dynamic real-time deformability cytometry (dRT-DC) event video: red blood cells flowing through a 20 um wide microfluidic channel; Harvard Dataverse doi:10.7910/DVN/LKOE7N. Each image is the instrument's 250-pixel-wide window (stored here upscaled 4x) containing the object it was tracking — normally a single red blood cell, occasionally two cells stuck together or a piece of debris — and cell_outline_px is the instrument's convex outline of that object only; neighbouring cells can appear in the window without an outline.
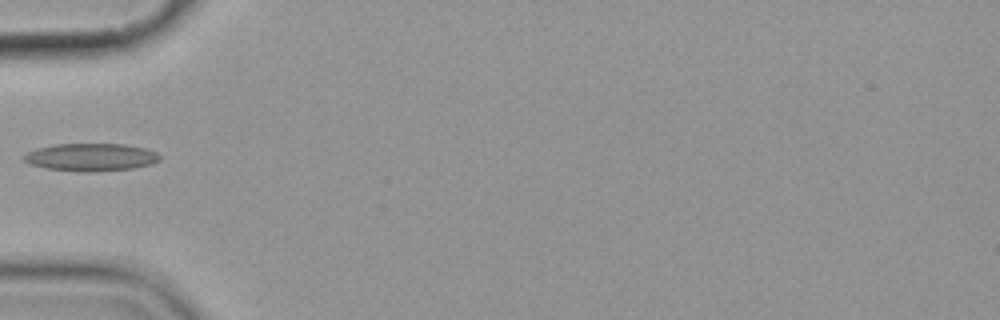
{"species": "common noctule bat (a hibernating species)", "species_latin": "Nyctalus noctula", "temperature_condition": "cold", "stored_images_in_passage": 1, "camera_frame_rate_fps": 3000, "um_per_image_px": 0.085, "animal": {"sex": "female", "body_mass_g": 19.9}, "frame": {"image": 1, "passage_image": 1, "time_ms": 0.0, "image_size_px": [1000, 320], "cell_outline_px": [[160, 160], [152, 164], [132, 168], [96, 172], [80, 172], [48, 168], [28, 164], [20, 156], [36, 148], [56, 144], [124, 144], [144, 148], [156, 152], [160, 156]], "centroid_in_image_um": [7.7, 13.36], "position_along_channel_um": 77.3, "area_um2": 22.02}}